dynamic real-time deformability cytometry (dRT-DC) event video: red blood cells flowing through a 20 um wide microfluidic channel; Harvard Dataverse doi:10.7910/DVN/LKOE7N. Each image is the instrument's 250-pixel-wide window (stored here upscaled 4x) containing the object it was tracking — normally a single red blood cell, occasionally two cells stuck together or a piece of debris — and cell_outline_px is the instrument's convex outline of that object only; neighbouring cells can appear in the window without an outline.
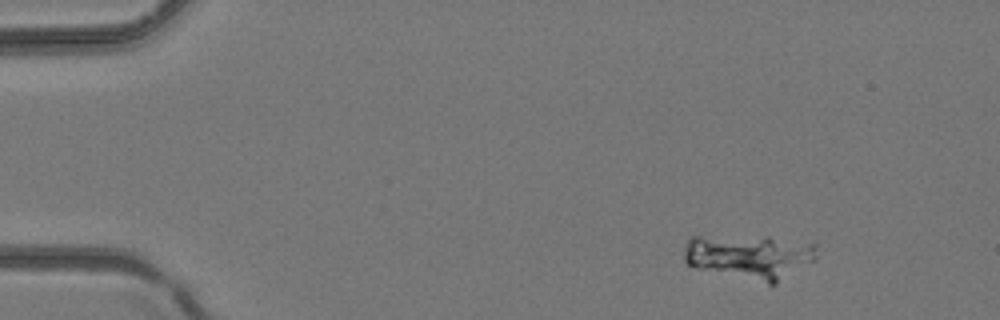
{"species": "common noctule bat (a hibernating species)", "species_latin": "Nyctalus noctula", "temperature_condition": "room temperature", "stored_images_in_passage": 39, "camera_frame_rate_fps": 3000, "um_per_image_px": 0.085, "animal": {"sex": "female", "body_mass_g": 24.6, "forearm_length_mm": 56.2}, "frame": {"image": 1, "passage_image": 1, "time_ms": 0.0, "image_size_px": [1000, 320], "cell_outline_px": [[816, 260], [776, 284], [768, 284], [696, 268], [688, 264], [684, 260], [684, 252], [688, 236], [768, 236], [816, 244]], "centroid_in_image_um": [63.72, 21.8], "position_along_channel_um": 21.3, "area_um2": 34.85}}
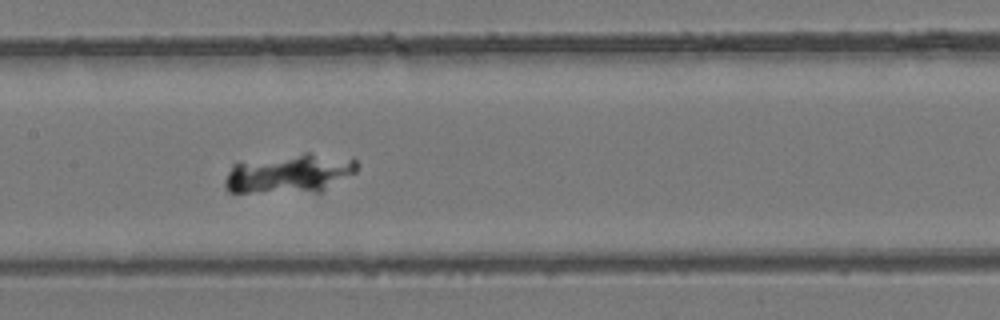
{"frame": {"image": 2, "passage_image": 17, "time_ms": 5.333, "image_size_px": [1000, 320], "cell_outline_px": [[360, 164], [356, 172], [320, 192], [228, 192], [224, 188], [224, 180], [232, 164], [304, 152], [308, 152], [352, 156]], "centroid_in_image_um": [24.68, 14.73], "position_along_channel_um": 182.7, "area_um2": 30.58}}
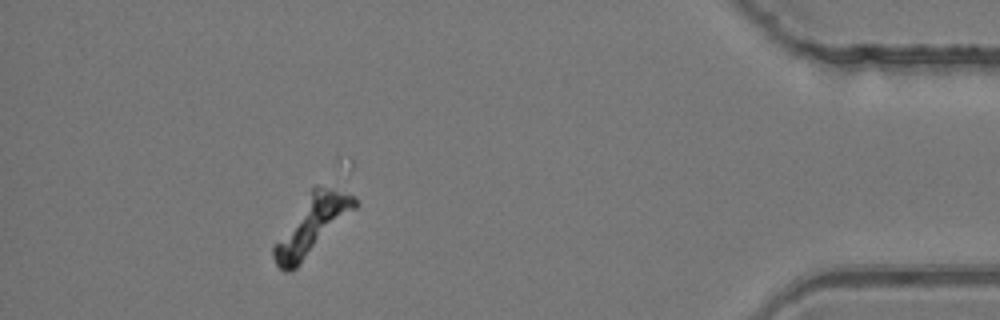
{"frame": {"image": 3, "passage_image": 34, "time_ms": 11.0, "image_size_px": [1000, 320], "cell_outline_px": [[360, 204], [296, 268], [288, 272], [284, 272], [276, 264], [272, 256], [272, 248], [312, 188], [316, 184], [356, 196]], "centroid_in_image_um": [26.53, 19.15], "position_along_channel_um": 408.7, "area_um2": 26.53}}